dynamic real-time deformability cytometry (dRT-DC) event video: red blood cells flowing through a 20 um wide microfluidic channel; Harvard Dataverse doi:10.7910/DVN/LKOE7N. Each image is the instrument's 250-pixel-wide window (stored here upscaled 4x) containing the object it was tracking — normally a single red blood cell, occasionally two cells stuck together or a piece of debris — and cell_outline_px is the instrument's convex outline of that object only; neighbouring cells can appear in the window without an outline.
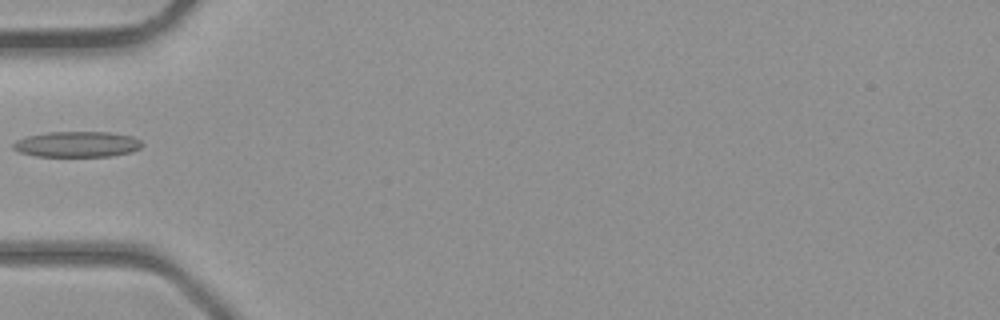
{"species": "common noctule bat (a hibernating species)", "species_latin": "Nyctalus noctula", "temperature_condition": "room temperature", "stored_images_in_passage": 2, "camera_frame_rate_fps": 3000, "um_per_image_px": 0.085, "animal": {"sex": "male", "body_mass_g": 23.1, "forearm_length_mm": 52.7}, "frame": {"image": 1, "passage_image": 2, "time_ms": 1.333, "image_size_px": [1000, 320], "cell_outline_px": [[144, 144], [140, 148], [132, 152], [112, 156], [36, 156], [20, 152], [12, 148], [12, 144], [16, 140], [28, 136], [48, 132], [108, 132], [132, 136], [140, 140]], "centroid_in_image_um": [6.57, 12.26], "position_along_channel_um": 78.4, "area_um2": 19.31}}